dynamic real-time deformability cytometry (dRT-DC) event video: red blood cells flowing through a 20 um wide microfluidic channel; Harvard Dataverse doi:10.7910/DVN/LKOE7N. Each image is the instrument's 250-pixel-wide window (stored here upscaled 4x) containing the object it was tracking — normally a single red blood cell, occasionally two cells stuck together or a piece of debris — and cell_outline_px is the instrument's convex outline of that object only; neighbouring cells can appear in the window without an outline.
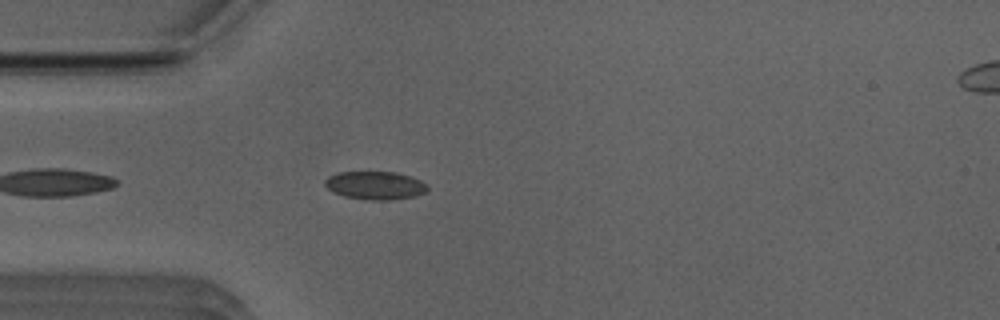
{"species": "Egyptian fruit bat (a non-hibernating species)", "species_latin": "Rousettus aegyptiacus", "temperature_condition": "room temperature", "stored_images_in_passage": 8, "camera_frame_rate_fps": 3000, "um_per_image_px": 0.085, "animal": {"sex": "male"}, "frame": {"image": 1, "passage_image": 1, "time_ms": 0.0, "image_size_px": [1000, 320], "cell_outline_px": [[428, 188], [424, 192], [416, 196], [392, 200], [368, 200], [344, 196], [332, 192], [324, 184], [324, 180], [328, 176], [340, 172], [396, 172], [420, 180], [428, 184]], "centroid_in_image_um": [31.88, 15.76], "position_along_channel_um": 53.1, "area_um2": 16.88}}
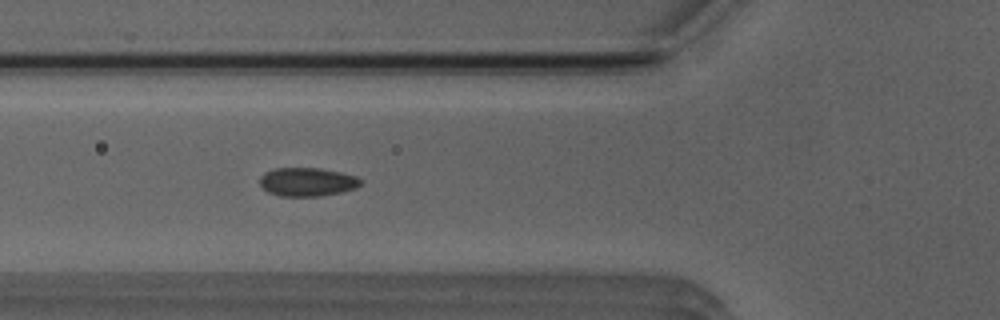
{"frame": {"image": 2, "passage_image": 5, "time_ms": 1.333, "image_size_px": [1000, 320], "cell_outline_px": [[364, 180], [356, 188], [340, 192], [320, 196], [280, 196], [268, 192], [260, 184], [260, 176], [264, 172], [276, 168], [320, 168], [340, 172], [356, 176]], "centroid_in_image_um": [26.12, 15.46], "position_along_channel_um": 99.7, "area_um2": 16.82}}